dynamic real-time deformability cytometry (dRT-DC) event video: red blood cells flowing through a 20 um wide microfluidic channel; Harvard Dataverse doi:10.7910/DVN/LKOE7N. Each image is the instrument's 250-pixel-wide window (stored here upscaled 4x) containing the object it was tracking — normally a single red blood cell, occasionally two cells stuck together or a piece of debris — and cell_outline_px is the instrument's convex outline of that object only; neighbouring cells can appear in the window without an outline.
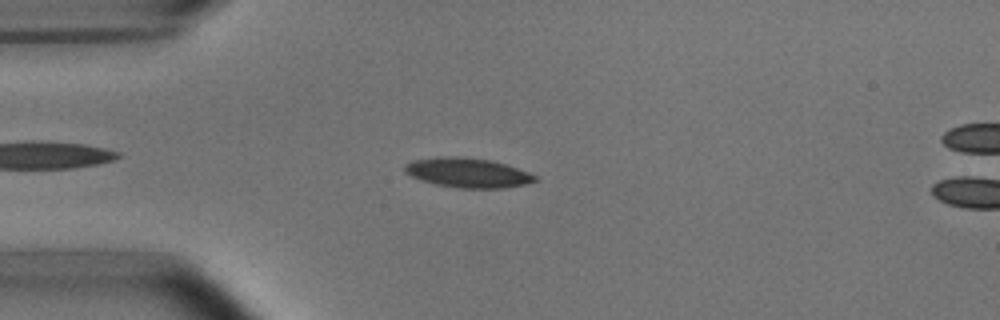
{"species": "common noctule bat (a hibernating species)", "species_latin": "Nyctalus noctula", "temperature_condition": "room temperature", "stored_images_in_passage": 6, "camera_frame_rate_fps": 3000, "um_per_image_px": 0.085, "animal": {"sex": "male", "body_mass_g": 15.6}, "frame": {"image": 1, "passage_image": 5, "time_ms": 4.333, "image_size_px": [1000, 320], "cell_outline_px": [[536, 180], [524, 184], [504, 188], [460, 188], [436, 184], [420, 180], [404, 172], [404, 164], [412, 160], [440, 156], [460, 156], [488, 160], [504, 164], [528, 172], [536, 176]], "centroid_in_image_um": [39.69, 14.67], "position_along_channel_um": 45.3, "area_um2": 22.31}}